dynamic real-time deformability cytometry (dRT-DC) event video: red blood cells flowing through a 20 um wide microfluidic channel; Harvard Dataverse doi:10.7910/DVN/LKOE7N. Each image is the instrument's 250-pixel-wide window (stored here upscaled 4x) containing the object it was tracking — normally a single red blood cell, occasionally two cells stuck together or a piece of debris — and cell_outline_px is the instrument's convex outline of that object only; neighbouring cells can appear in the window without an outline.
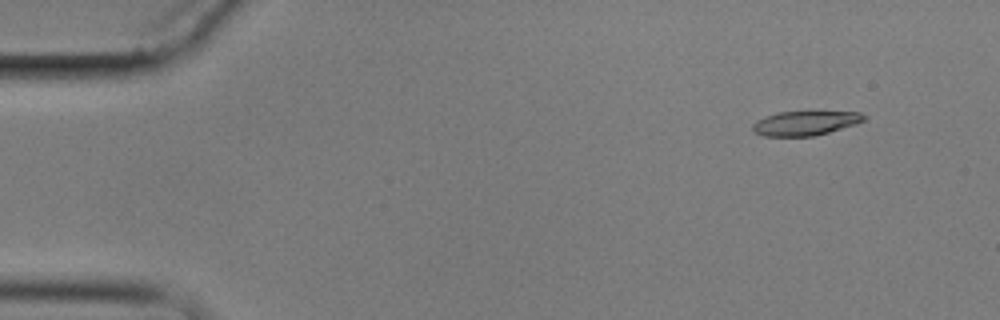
{"species": "common noctule bat (a hibernating species)", "species_latin": "Nyctalus noctula", "temperature_condition": "cold", "stored_images_in_passage": 10, "camera_frame_rate_fps": 3000, "um_per_image_px": 0.085, "animal": {"sex": "male", "body_mass_g": 17.9}, "frame": {"image": 1, "passage_image": 2, "time_ms": 1.0, "image_size_px": [1000, 320], "cell_outline_px": [[868, 116], [864, 120], [856, 124], [816, 136], [764, 136], [756, 132], [752, 128], [752, 124], [756, 120], [764, 116], [780, 112], [860, 112]], "centroid_in_image_um": [68.45, 10.47], "position_along_channel_um": 16.5, "area_um2": 15.78}}
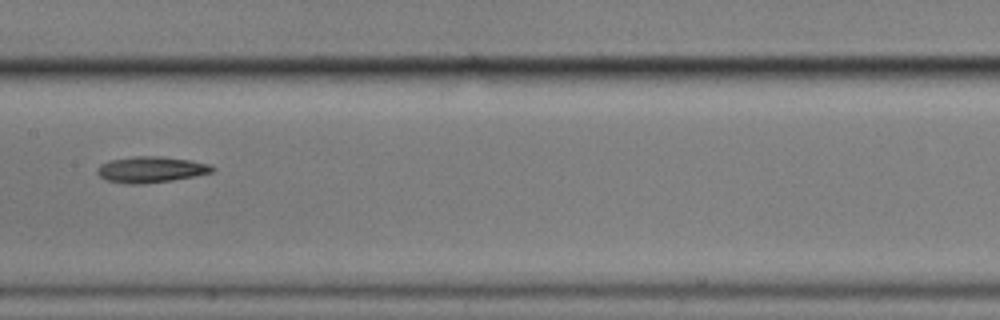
{"frame": {"image": 2, "passage_image": 7, "time_ms": 9.0, "image_size_px": [1000, 320], "cell_outline_px": [[216, 168], [212, 172], [172, 180], [144, 184], [128, 184], [108, 180], [100, 176], [96, 172], [96, 168], [100, 164], [108, 160], [136, 156], [160, 156], [192, 160], [212, 164]], "centroid_in_image_um": [12.83, 14.4], "position_along_channel_um": 194.6, "area_um2": 17.57}}
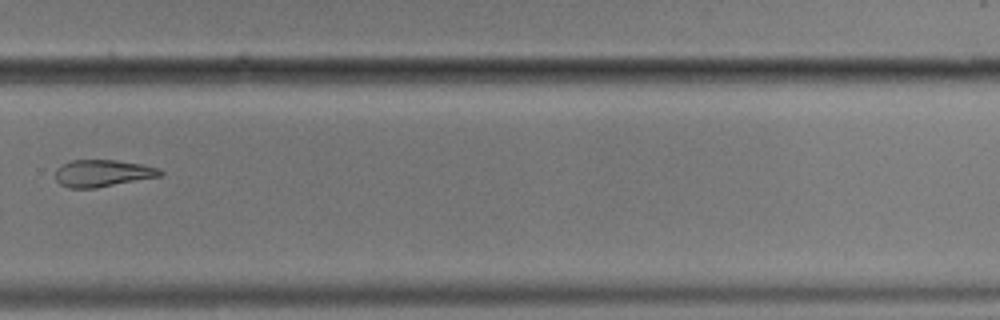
{"frame": {"image": 3, "passage_image": 10, "time_ms": 12.667, "image_size_px": [1000, 320], "cell_outline_px": [[164, 176], [96, 188], [68, 188], [60, 184], [56, 180], [56, 168], [72, 160], [116, 160], [144, 164], [160, 168], [164, 172]], "centroid_in_image_um": [8.79, 14.73], "position_along_channel_um": 321.0, "area_um2": 16.76}}